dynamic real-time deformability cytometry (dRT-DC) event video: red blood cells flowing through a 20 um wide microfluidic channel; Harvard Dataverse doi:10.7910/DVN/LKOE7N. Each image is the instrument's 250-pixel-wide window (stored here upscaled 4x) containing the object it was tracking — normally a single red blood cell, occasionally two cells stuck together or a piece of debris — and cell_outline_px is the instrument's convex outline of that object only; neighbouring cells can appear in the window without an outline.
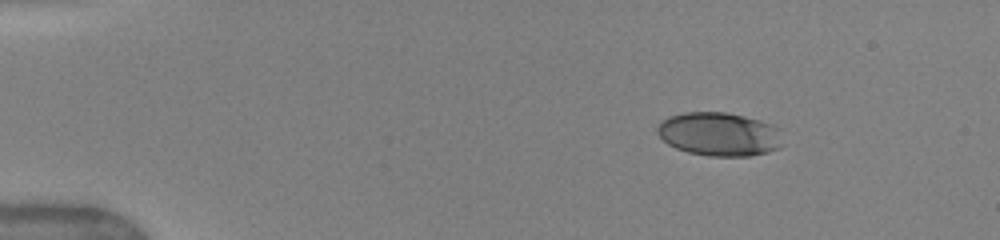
{"species": "human", "species_latin": "Homo sapiens", "temperature_condition": "warm", "stored_images_in_passage": 9, "camera_frame_rate_fps": 3000, "um_per_image_px": 0.085, "donor": {"sex": "female"}, "frame": {"image": 1, "passage_image": 1, "time_ms": 0.0, "image_size_px": [1000, 240], "cell_outline_px": [[784, 144], [780, 148], [768, 152], [748, 156], [708, 156], [688, 152], [676, 148], [668, 144], [656, 132], [656, 128], [668, 116], [684, 112], [724, 112], [744, 116], [772, 124], [780, 128]], "centroid_in_image_um": [61.18, 11.41], "position_along_channel_um": 23.8, "area_um2": 32.14}}
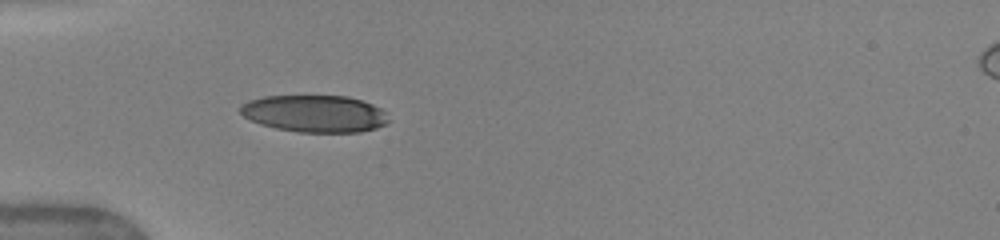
{"frame": {"image": 2, "passage_image": 4, "time_ms": 3.0, "image_size_px": [1000, 240], "cell_outline_px": [[388, 120], [384, 124], [376, 128], [360, 132], [296, 132], [276, 128], [260, 124], [244, 116], [240, 112], [240, 104], [248, 100], [264, 96], [348, 96], [372, 104], [380, 108], [384, 112]], "centroid_in_image_um": [26.71, 9.66], "position_along_channel_um": 58.3, "area_um2": 31.91}}